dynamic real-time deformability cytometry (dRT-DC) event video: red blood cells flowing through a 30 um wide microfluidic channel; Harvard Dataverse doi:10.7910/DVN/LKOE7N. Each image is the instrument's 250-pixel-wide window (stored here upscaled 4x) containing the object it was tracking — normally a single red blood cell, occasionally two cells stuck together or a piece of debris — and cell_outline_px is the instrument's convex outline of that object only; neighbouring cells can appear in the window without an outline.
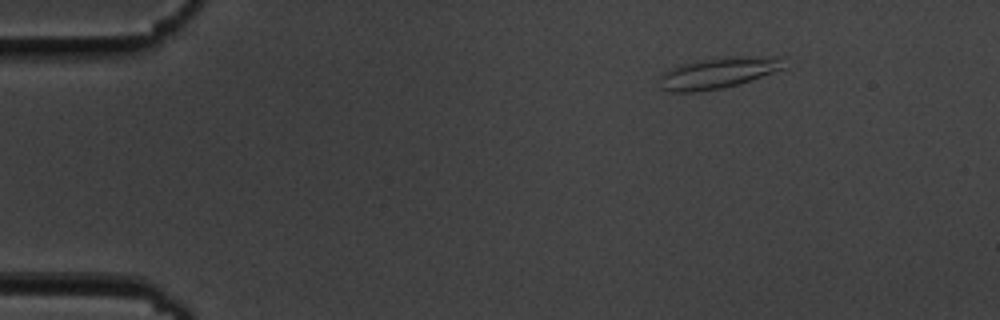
{"species": "common noctule bat (a hibernating species)", "species_latin": "Nyctalus noctula", "temperature_condition": "cold", "stored_images_in_passage": 49, "camera_frame_rate_fps": 3000, "um_per_image_px": 0.085, "animal": {"sex": "male", "body_mass_g": 19.5, "forearm_length_mm": 54.6}, "frame": {"image": 1, "passage_image": 1, "time_ms": 0.0, "image_size_px": [1000, 320], "cell_outline_px": [[788, 68], [724, 88], [692, 92], [672, 92], [660, 88], [660, 76], [668, 68], [692, 60], [724, 56], [776, 56]], "centroid_in_image_um": [61.01, 6.17], "position_along_channel_um": 24.0, "area_um2": 22.89}}
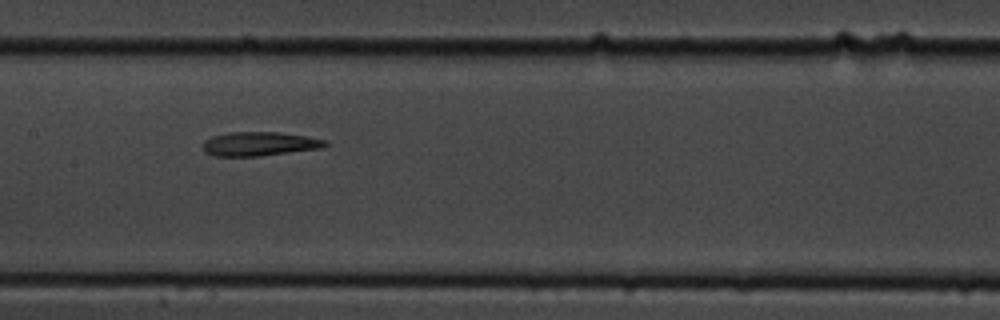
{"frame": {"image": 2, "passage_image": 21, "time_ms": 6.667, "image_size_px": [1000, 320], "cell_outline_px": [[328, 144], [320, 148], [260, 156], [216, 156], [204, 152], [200, 144], [204, 140], [212, 136], [228, 132], [276, 132], [304, 136], [328, 140]], "centroid_in_image_um": [21.98, 12.23], "position_along_channel_um": 185.4, "area_um2": 17.17}}
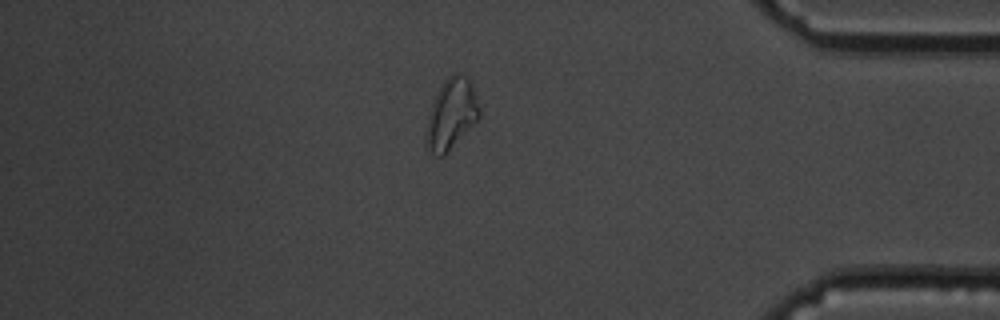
{"frame": {"image": 3, "passage_image": 41, "time_ms": 13.333, "image_size_px": [1000, 320], "cell_outline_px": [[480, 116], [444, 156], [440, 156], [432, 152], [424, 144], [428, 116], [432, 104], [444, 80], [448, 76], [456, 72], [468, 80], [472, 88], [480, 108]], "centroid_in_image_um": [38.33, 9.72], "position_along_channel_um": 396.9, "area_um2": 21.21}, "authors_computed_cell_mechanics": {"area_um2": 18.4382, "velocity_mm_per_s": 3.5982, "shape_relaxation_time_tau1_ms": 10.7965, "shape_relaxation_time_tau2_ms": null, "deformation_change_tau1": 0.2654, "deformation_change_tau2": null}}